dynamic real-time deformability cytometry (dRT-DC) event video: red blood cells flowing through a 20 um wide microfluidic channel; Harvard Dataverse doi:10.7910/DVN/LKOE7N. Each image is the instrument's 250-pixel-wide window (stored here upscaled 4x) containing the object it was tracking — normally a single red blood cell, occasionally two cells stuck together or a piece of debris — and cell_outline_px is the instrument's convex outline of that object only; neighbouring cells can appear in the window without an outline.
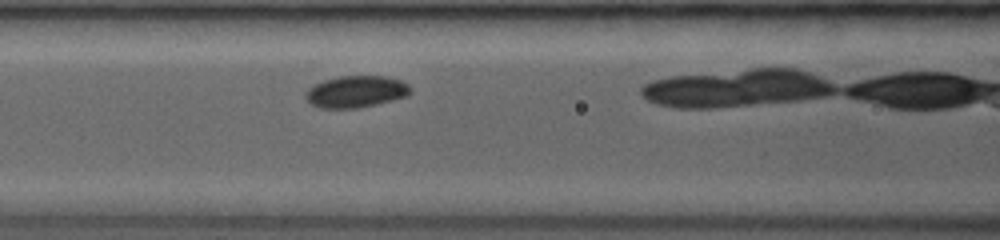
{"species": "common noctule bat (a hibernating species)", "species_latin": "Nyctalus noctula", "temperature_condition": "room temperature", "stored_images_in_passage": 16, "camera_frame_rate_fps": 3500, "um_per_image_px": 0.085, "animal": {"sex": "female", "body_mass_g": 19.0, "forearm_length_mm": 53.3}, "frame": {"image": 1, "passage_image": 5, "time_ms": 2.0, "image_size_px": [1000, 240], "cell_outline_px": [[408, 92], [404, 96], [372, 104], [352, 108], [320, 108], [312, 104], [308, 100], [308, 88], [324, 80], [340, 76], [388, 76], [400, 80], [408, 84]], "centroid_in_image_um": [30.23, 7.76], "position_along_channel_um": 136.4, "area_um2": 18.61}}